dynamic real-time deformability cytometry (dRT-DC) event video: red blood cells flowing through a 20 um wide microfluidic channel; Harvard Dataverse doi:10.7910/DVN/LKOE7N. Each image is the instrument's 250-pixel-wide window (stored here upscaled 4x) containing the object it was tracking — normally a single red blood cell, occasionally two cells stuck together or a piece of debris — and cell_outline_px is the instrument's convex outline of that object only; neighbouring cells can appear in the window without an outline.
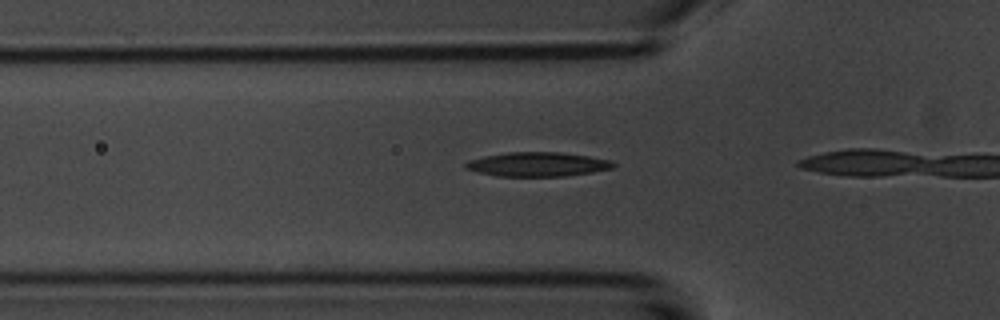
{"species": "common noctule bat (a hibernating species)", "species_latin": "Nyctalus noctula", "temperature_condition": "room temperature", "stored_images_in_passage": 5, "camera_frame_rate_fps": 3000, "um_per_image_px": 0.085, "animal": {"sex": "male", "body_mass_g": 20.1, "forearm_length_mm": 53.5}, "frame": {"image": 1, "passage_image": 3, "time_ms": 0.667, "image_size_px": [1000, 320], "cell_outline_px": [[616, 164], [612, 168], [592, 172], [564, 176], [496, 176], [464, 168], [464, 164], [468, 160], [484, 156], [508, 152], [560, 152], [588, 156], [608, 160]], "centroid_in_image_um": [45.66, 13.96], "position_along_channel_um": 80.1, "area_um2": 20.69}}